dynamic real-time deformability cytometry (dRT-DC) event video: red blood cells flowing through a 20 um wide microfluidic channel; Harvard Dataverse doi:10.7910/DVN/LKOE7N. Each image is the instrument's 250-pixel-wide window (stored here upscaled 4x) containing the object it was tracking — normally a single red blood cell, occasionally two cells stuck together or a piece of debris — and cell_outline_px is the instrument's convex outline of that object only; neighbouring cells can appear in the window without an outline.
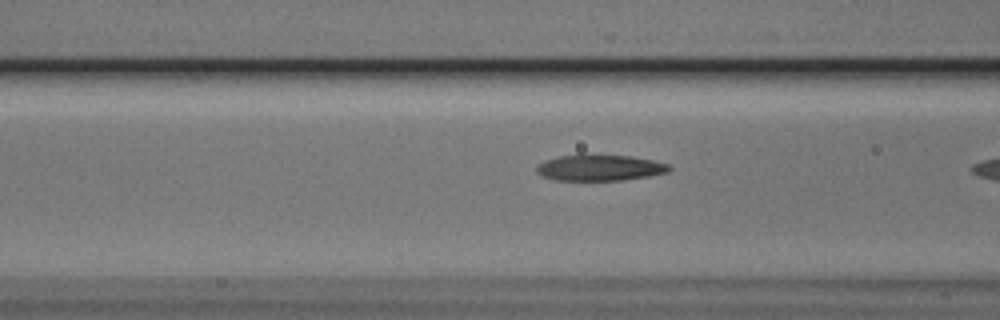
{"species": "Egyptian fruit bat (a non-hibernating species)", "species_latin": "Rousettus aegyptiacus", "temperature_condition": "cold", "stored_images_in_passage": 20, "camera_frame_rate_fps": 3000, "um_per_image_px": 0.085, "animal": {"sex": "male"}, "frame": {"image": 1, "passage_image": 19, "time_ms": 6.0, "image_size_px": [1000, 320], "cell_outline_px": [[672, 168], [668, 172], [648, 176], [620, 180], [556, 180], [544, 176], [536, 172], [536, 164], [544, 160], [560, 156], [580, 152], [584, 152], [632, 156], [652, 160], [668, 164]], "centroid_in_image_um": [50.94, 14.21], "position_along_channel_um": 115.7, "area_um2": 20.75}}